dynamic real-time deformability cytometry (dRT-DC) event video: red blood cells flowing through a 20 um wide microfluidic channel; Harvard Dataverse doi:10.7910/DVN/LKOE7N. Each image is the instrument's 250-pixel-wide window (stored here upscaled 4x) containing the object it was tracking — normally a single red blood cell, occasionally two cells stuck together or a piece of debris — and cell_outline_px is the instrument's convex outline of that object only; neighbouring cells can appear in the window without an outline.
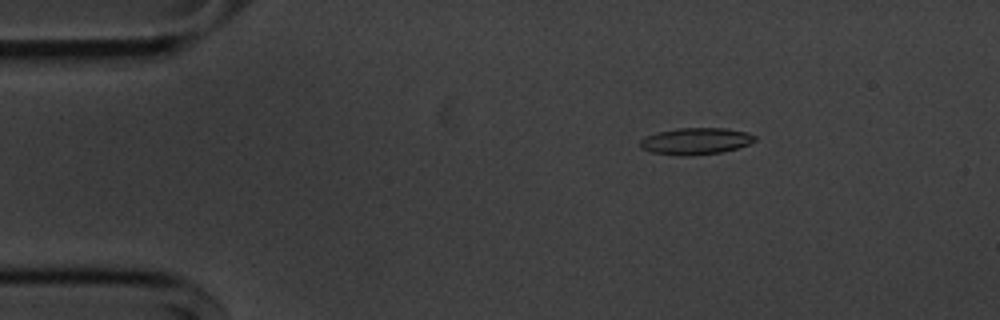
{"species": "common noctule bat (a hibernating species)", "species_latin": "Nyctalus noctula", "temperature_condition": "cold", "stored_images_in_passage": 47, "camera_frame_rate_fps": 3000, "um_per_image_px": 0.085, "animal": {"sex": "male", "body_mass_g": 20.1, "forearm_length_mm": 53.5}, "frame": {"image": 1, "passage_image": 1, "time_ms": 0.0, "image_size_px": [1000, 320], "cell_outline_px": [[756, 140], [748, 144], [724, 152], [652, 152], [640, 148], [640, 140], [648, 136], [660, 132], [676, 128], [728, 128], [748, 132], [756, 136]], "centroid_in_image_um": [59.23, 11.93], "position_along_channel_um": 25.8, "area_um2": 16.7}}
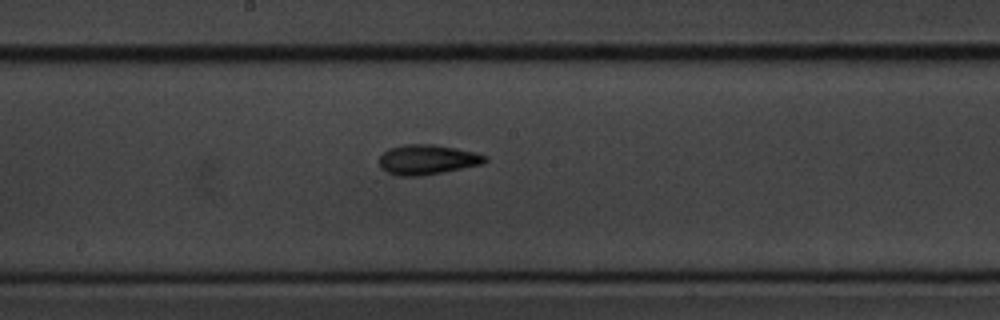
{"frame": {"image": 2, "passage_image": 21, "time_ms": 6.667, "image_size_px": [1000, 320], "cell_outline_px": [[488, 160], [484, 164], [444, 172], [420, 176], [400, 176], [388, 172], [380, 164], [380, 156], [388, 148], [404, 144], [432, 144], [456, 148], [476, 152], [488, 156]], "centroid_in_image_um": [36.38, 13.56], "position_along_channel_um": 211.8, "area_um2": 18.5}}
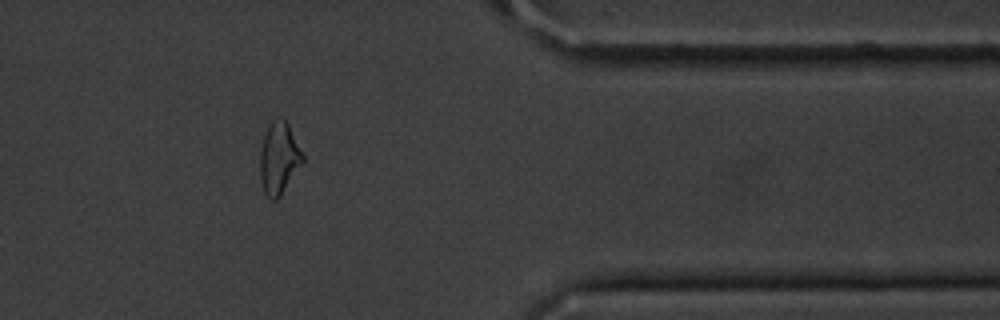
{"frame": {"image": 3, "passage_image": 37, "time_ms": 12.0, "image_size_px": [1000, 320], "cell_outline_px": [[304, 160], [280, 196], [276, 200], [272, 200], [264, 192], [260, 180], [260, 152], [264, 136], [268, 124], [272, 120], [284, 120], [288, 124], [304, 156]], "centroid_in_image_um": [23.69, 13.47], "position_along_channel_um": 387.7, "area_um2": 17.51}, "authors_computed_cell_mechanics": {"area_um2": 17.8024, "velocity_mm_per_s": 3.6433, "shape_relaxation_time_tau1_ms": 2.9389, "shape_relaxation_time_tau2_ms": 3.4588, "deformation_change_tau1": 0.1308, "deformation_change_tau2": 0.1169}}